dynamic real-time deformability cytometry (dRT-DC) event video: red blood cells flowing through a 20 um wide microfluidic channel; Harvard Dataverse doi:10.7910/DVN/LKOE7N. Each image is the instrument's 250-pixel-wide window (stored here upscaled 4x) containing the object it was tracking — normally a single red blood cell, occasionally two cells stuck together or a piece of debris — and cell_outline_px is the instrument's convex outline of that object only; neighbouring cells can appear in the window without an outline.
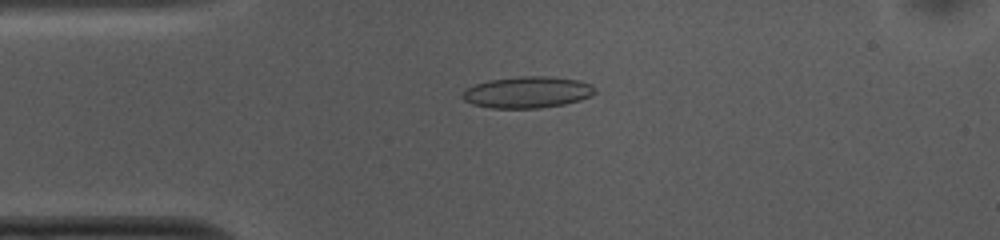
{"species": "common noctule bat (a hibernating species)", "species_latin": "Nyctalus noctula", "temperature_condition": "cold", "stored_images_in_passage": 52, "camera_frame_rate_fps": 3000, "um_per_image_px": 0.085, "animal": {"sex": "female", "body_mass_g": 10.0, "forearm_length_mm": 53.1}, "frame": {"image": 1, "passage_image": 11, "time_ms": 3.333, "image_size_px": [1000, 240], "cell_outline_px": [[596, 92], [592, 96], [580, 100], [564, 104], [540, 108], [492, 108], [472, 104], [464, 100], [460, 96], [468, 88], [476, 84], [488, 80], [520, 76], [548, 76], [580, 80], [592, 84], [596, 88]], "centroid_in_image_um": [44.87, 7.84], "position_along_channel_um": 40.1, "area_um2": 24.45}}
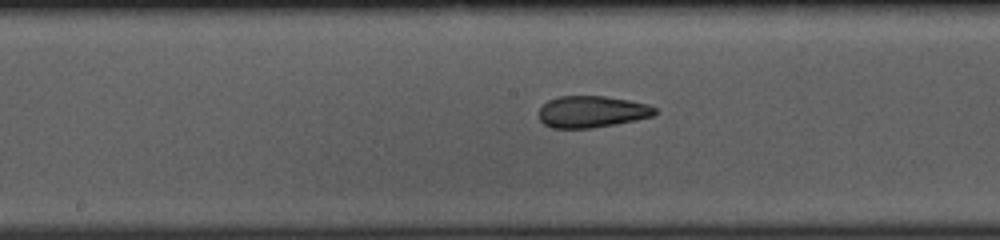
{"frame": {"image": 2, "passage_image": 25, "time_ms": 8.0, "image_size_px": [1000, 240], "cell_outline_px": [[656, 112], [652, 116], [636, 120], [616, 124], [592, 128], [552, 128], [544, 124], [540, 120], [540, 108], [548, 100], [560, 96], [604, 96], [628, 100], [648, 104], [656, 108]], "centroid_in_image_um": [50.31, 9.5], "position_along_channel_um": 197.9, "area_um2": 21.33}}
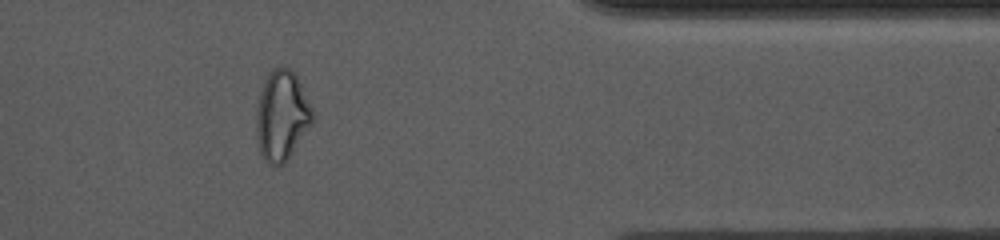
{"frame": {"image": 3, "passage_image": 42, "time_ms": 13.667, "image_size_px": [1000, 240], "cell_outline_px": [[316, 116], [312, 124], [288, 160], [284, 164], [268, 164], [264, 160], [260, 152], [256, 140], [256, 112], [260, 92], [264, 80], [272, 68], [288, 68], [296, 76]], "centroid_in_image_um": [23.95, 9.87], "position_along_channel_um": 387.5, "area_um2": 29.54}, "authors_computed_cell_mechanics": {"area_um2": 22.9466, "velocity_mm_per_s": 3.7567, "shape_relaxation_time_tau1_ms": null, "shape_relaxation_time_tau2_ms": 2.9769, "deformation_change_tau1": null, "deformation_change_tau2": 0.0986}}